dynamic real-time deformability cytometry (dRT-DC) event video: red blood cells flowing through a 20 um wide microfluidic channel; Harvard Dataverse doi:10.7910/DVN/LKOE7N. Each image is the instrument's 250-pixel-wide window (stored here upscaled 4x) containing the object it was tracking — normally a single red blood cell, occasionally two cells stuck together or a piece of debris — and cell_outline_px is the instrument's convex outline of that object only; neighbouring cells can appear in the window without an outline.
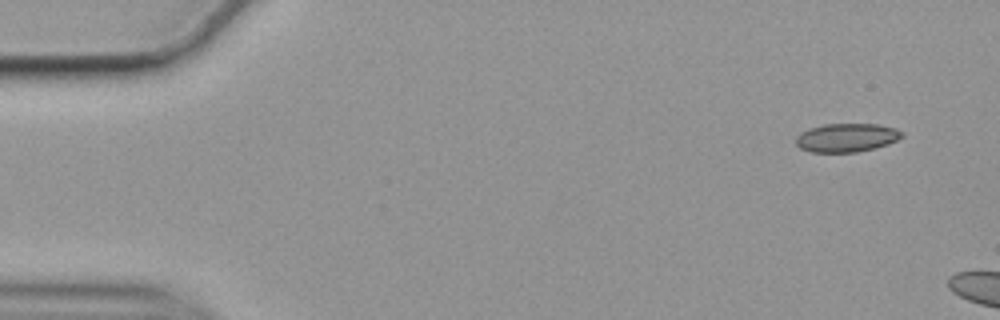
{"species": "common noctule bat (a hibernating species)", "species_latin": "Nyctalus noctula", "temperature_condition": "cold", "stored_images_in_passage": 8, "camera_frame_rate_fps": 3000, "um_per_image_px": 0.085, "animal": {"sex": "female", "body_mass_g": 19.9}, "frame": {"image": 1, "passage_image": 1, "time_ms": 0.0, "image_size_px": [1000, 320], "cell_outline_px": [[904, 136], [888, 144], [856, 152], [812, 152], [800, 148], [796, 144], [796, 136], [800, 132], [808, 128], [824, 124], [876, 124], [896, 128], [904, 132]], "centroid_in_image_um": [71.95, 11.69], "position_along_channel_um": 13.1, "area_um2": 17.69}}